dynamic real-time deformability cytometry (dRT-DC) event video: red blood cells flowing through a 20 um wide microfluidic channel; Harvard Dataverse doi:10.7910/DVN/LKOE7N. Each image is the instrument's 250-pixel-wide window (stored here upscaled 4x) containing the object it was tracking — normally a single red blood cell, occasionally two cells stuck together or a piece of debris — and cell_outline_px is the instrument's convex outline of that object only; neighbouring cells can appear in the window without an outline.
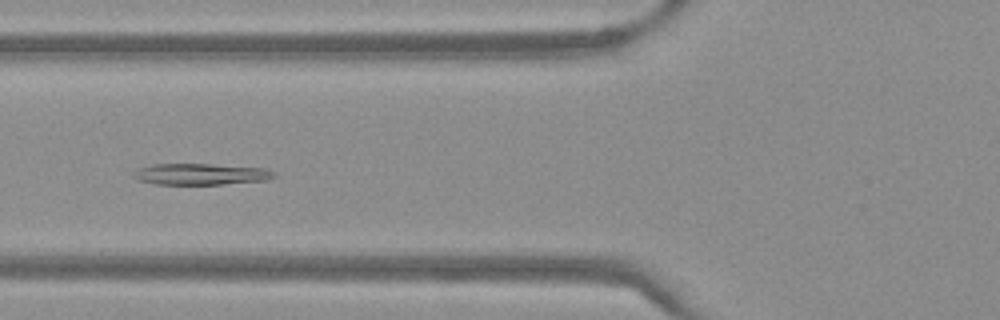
{"species": "Egyptian fruit bat (a non-hibernating species)", "species_latin": "Rousettus aegyptiacus", "temperature_condition": "warm", "stored_images_in_passage": 36, "camera_frame_rate_fps": 3000, "um_per_image_px": 0.085, "frame": {"image": 1, "passage_image": 5, "time_ms": 1.333, "image_size_px": [1000, 320], "cell_outline_px": [[276, 176], [268, 180], [224, 184], [156, 184], [136, 180], [132, 176], [132, 172], [140, 168], [152, 164], [212, 164], [268, 168], [276, 172]], "centroid_in_image_um": [17.09, 14.8], "position_along_channel_um": 108.7, "area_um2": 17.69}}
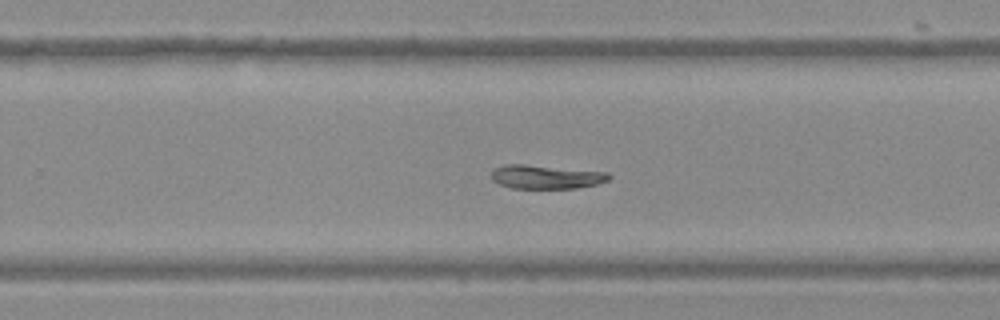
{"frame": {"image": 2, "passage_image": 18, "time_ms": 5.667, "image_size_px": [1000, 320], "cell_outline_px": [[612, 176], [608, 180], [596, 184], [576, 188], [512, 188], [500, 184], [492, 180], [492, 172], [496, 168], [504, 164], [524, 164], [608, 172]], "centroid_in_image_um": [46.42, 15.03], "position_along_channel_um": 283.4, "area_um2": 16.18}}
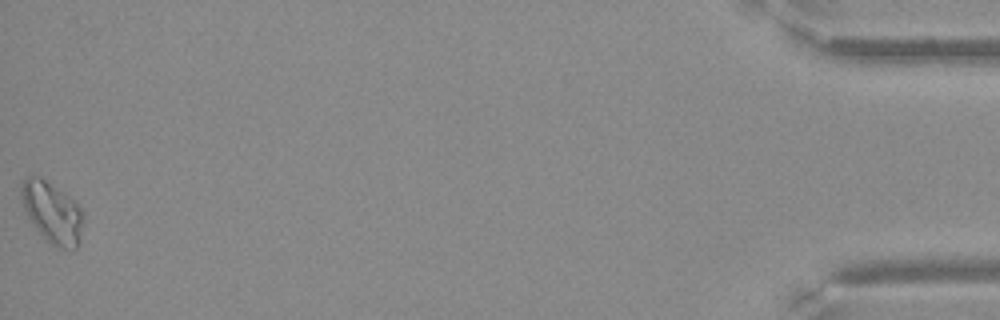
{"frame": {"image": 3, "passage_image": 36, "time_ms": 11.667, "image_size_px": [1000, 320], "cell_outline_px": [[84, 220], [80, 240], [76, 248], [56, 248], [32, 224], [24, 212], [20, 192], [20, 184], [24, 176], [40, 176], [68, 196], [80, 208], [84, 216]], "centroid_in_image_um": [4.41, 18.04], "position_along_channel_um": 430.8, "area_um2": 22.08}}